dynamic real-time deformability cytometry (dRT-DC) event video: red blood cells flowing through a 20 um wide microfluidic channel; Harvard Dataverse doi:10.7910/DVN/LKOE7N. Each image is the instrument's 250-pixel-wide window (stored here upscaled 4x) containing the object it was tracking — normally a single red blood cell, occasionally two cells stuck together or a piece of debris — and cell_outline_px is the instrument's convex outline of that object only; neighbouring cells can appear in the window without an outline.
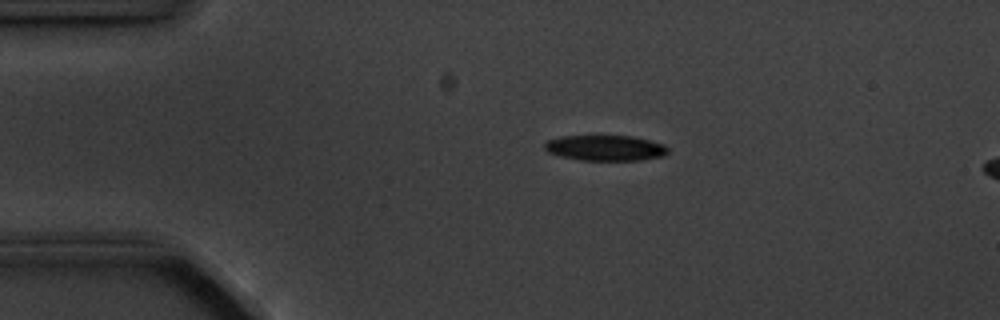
{"species": "common noctule bat (a hibernating species)", "species_latin": "Nyctalus noctula", "temperature_condition": "cold", "stored_images_in_passage": 5, "camera_frame_rate_fps": 3000, "um_per_image_px": 0.085, "animal": {"sex": "male", "body_mass_g": 20.1, "forearm_length_mm": 53.5}, "frame": {"image": 1, "passage_image": 3, "time_ms": 3.333, "image_size_px": [1000, 320], "cell_outline_px": [[668, 152], [664, 156], [640, 160], [580, 160], [560, 156], [548, 152], [544, 148], [544, 144], [548, 140], [560, 136], [632, 136], [664, 144], [668, 148]], "centroid_in_image_um": [51.45, 12.58], "position_along_channel_um": 33.6, "area_um2": 18.32}}